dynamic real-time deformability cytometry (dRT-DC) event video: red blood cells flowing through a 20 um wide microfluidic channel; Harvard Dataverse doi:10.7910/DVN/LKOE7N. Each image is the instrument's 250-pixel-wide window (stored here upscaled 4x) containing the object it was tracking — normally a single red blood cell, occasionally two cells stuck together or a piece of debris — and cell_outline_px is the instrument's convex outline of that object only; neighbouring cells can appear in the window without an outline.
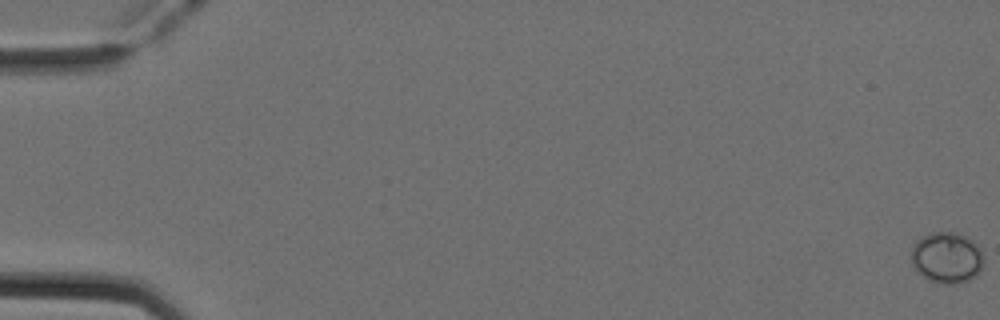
{"species": "Egyptian fruit bat (a non-hibernating species)", "species_latin": "Rousettus aegyptiacus", "temperature_condition": "cold", "stored_images_in_passage": 17, "camera_frame_rate_fps": 3000, "um_per_image_px": 0.085, "animal": {"sex": "female"}, "frame": {"image": 1, "passage_image": 1, "time_ms": 0.0, "image_size_px": [1000, 320], "cell_outline_px": [[984, 264], [976, 276], [968, 280], [952, 284], [940, 284], [928, 280], [916, 272], [912, 264], [912, 244], [920, 236], [932, 232], [960, 232], [972, 240], [980, 248], [984, 256]], "centroid_in_image_um": [80.47, 21.89], "position_along_channel_um": 4.5, "area_um2": 22.08}}
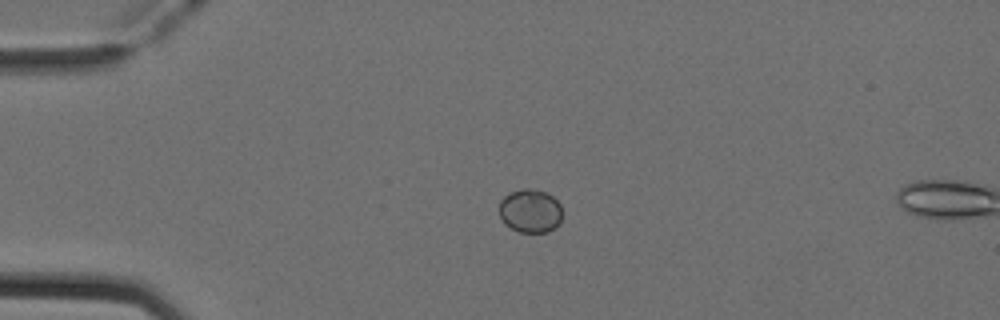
{"frame": {"image": 2, "passage_image": 14, "time_ms": 4.333, "image_size_px": [1000, 320], "cell_outline_px": [[564, 212], [560, 224], [548, 232], [520, 232], [504, 224], [500, 216], [500, 200], [504, 196], [512, 192], [524, 188], [528, 188], [544, 192], [552, 196], [560, 204]], "centroid_in_image_um": [45.11, 17.94], "position_along_channel_um": 39.9, "area_um2": 16.13}}